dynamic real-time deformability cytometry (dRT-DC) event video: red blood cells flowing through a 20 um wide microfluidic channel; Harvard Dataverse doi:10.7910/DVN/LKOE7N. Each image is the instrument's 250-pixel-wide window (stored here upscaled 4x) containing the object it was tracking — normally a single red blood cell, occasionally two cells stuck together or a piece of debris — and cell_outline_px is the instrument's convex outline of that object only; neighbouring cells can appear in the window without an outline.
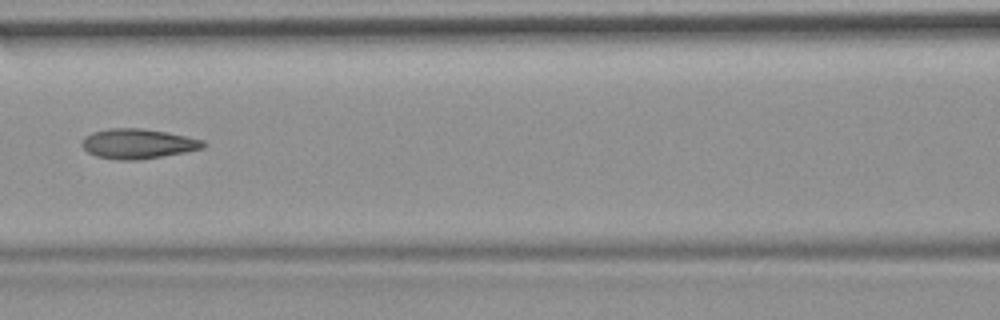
{"species": "common noctule bat (a hibernating species)", "species_latin": "Nyctalus noctula", "temperature_condition": "room temperature", "stored_images_in_passage": 5, "camera_frame_rate_fps": 3000, "um_per_image_px": 0.085, "animal": {"sex": "female", "body_mass_g": 19.9}, "frame": {"image": 1, "passage_image": 5, "time_ms": 1.333, "image_size_px": [1000, 320], "cell_outline_px": [[208, 144], [204, 148], [184, 152], [136, 160], [120, 160], [96, 156], [88, 152], [84, 148], [84, 136], [92, 132], [108, 128], [140, 128], [164, 132], [204, 140]], "centroid_in_image_um": [11.73, 12.21], "position_along_channel_um": 154.9, "area_um2": 20.81}}